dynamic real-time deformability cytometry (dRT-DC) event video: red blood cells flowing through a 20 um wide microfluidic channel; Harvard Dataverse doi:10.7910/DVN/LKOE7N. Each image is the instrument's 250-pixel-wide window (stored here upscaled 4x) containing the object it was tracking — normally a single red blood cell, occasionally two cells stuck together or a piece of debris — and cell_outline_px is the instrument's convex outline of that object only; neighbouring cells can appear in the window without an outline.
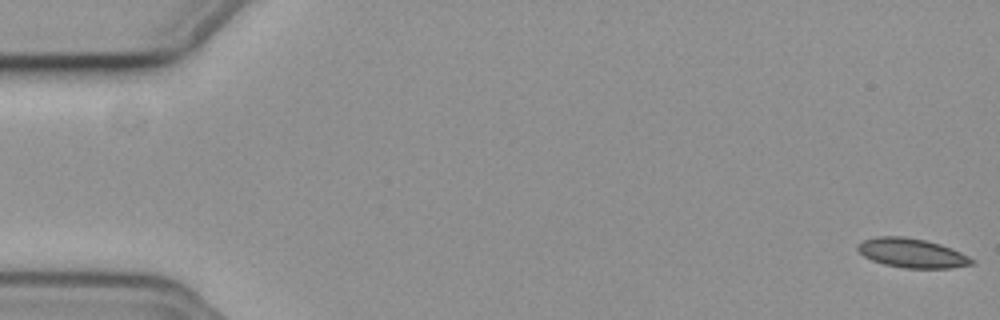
{"species": "common noctule bat (a hibernating species)", "species_latin": "Nyctalus noctula", "temperature_condition": "cold", "stored_images_in_passage": 56, "camera_frame_rate_fps": 3000, "um_per_image_px": 0.085, "animal": {"sex": "female", "body_mass_g": 19.3, "forearm_length_mm": 54.1}, "frame": {"image": 1, "passage_image": 1, "time_ms": 0.0, "image_size_px": [1000, 320], "cell_outline_px": [[976, 264], [952, 268], [904, 268], [884, 264], [872, 260], [864, 256], [856, 248], [864, 240], [876, 236], [904, 236], [924, 240], [940, 244], [952, 248], [976, 260]], "centroid_in_image_um": [77.56, 21.52], "position_along_channel_um": 7.4, "area_um2": 19.48}}
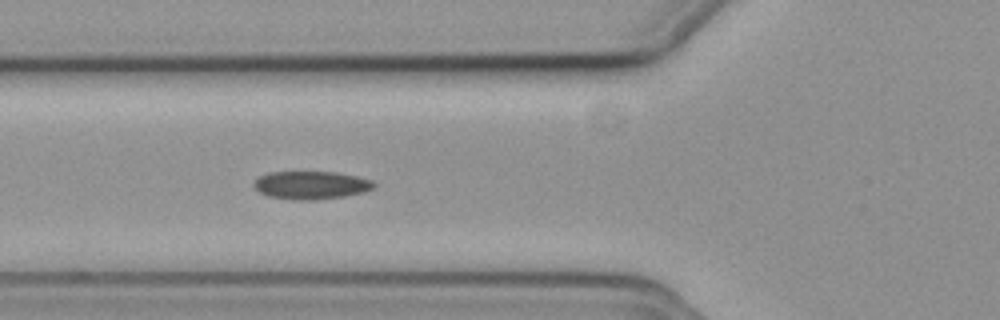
{"frame": {"image": 2, "passage_image": 21, "time_ms": 6.667, "image_size_px": [1000, 320], "cell_outline_px": [[376, 184], [372, 188], [364, 192], [344, 196], [312, 200], [292, 200], [268, 196], [260, 192], [252, 184], [260, 176], [268, 172], [336, 172], [356, 176], [372, 180]], "centroid_in_image_um": [26.43, 15.74], "position_along_channel_um": 99.4, "area_um2": 19.54}}
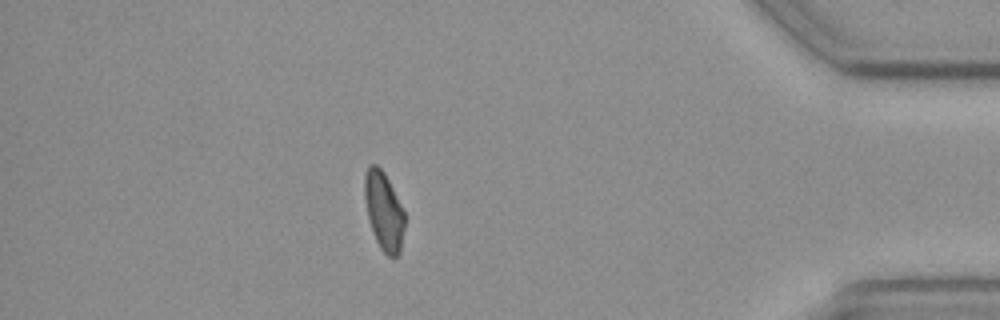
{"frame": {"image": 3, "passage_image": 49, "time_ms": 16.0, "image_size_px": [1000, 320], "cell_outline_px": [[404, 228], [400, 252], [396, 256], [388, 256], [380, 248], [376, 240], [368, 220], [364, 196], [364, 176], [368, 164], [376, 164], [384, 172], [404, 212]], "centroid_in_image_um": [32.6, 17.92], "position_along_channel_um": 402.6, "area_um2": 18.15}, "authors_computed_cell_mechanics": {"area_um2": 19.4208, "velocity_mm_per_s": 3.7453, "shape_relaxation_time_tau1_ms": null, "shape_relaxation_time_tau2_ms": 9.5494, "deformation_change_tau1": null, "deformation_change_tau2": 0.1514}}